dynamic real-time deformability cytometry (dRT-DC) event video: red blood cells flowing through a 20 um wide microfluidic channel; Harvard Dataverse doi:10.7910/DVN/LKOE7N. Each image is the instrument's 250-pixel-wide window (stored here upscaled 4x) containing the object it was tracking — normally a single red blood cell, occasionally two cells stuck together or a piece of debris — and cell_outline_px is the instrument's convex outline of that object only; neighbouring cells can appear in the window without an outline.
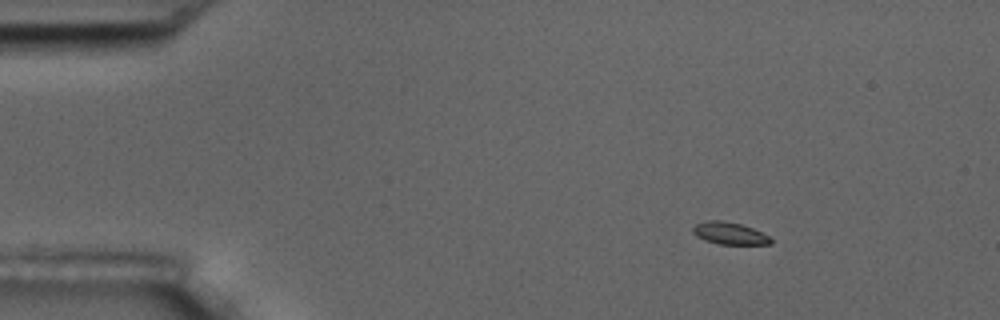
{"species": "common noctule bat (a hibernating species)", "species_latin": "Nyctalus noctula", "temperature_condition": "room temperature", "stored_images_in_passage": 5, "camera_frame_rate_fps": 3000, "um_per_image_px": 0.085, "animal": {"sex": "male", "body_mass_g": 17.5, "forearm_length_mm": 52.3}, "frame": {"image": 1, "passage_image": 3, "time_ms": 2.667, "image_size_px": [1000, 320], "cell_outline_px": [[772, 244], [720, 244], [704, 240], [696, 236], [692, 232], [692, 228], [696, 224], [708, 220], [724, 220], [740, 224], [752, 228], [768, 236], [772, 240]], "centroid_in_image_um": [61.98, 19.83], "position_along_channel_um": 23.0, "area_um2": 10.0}}